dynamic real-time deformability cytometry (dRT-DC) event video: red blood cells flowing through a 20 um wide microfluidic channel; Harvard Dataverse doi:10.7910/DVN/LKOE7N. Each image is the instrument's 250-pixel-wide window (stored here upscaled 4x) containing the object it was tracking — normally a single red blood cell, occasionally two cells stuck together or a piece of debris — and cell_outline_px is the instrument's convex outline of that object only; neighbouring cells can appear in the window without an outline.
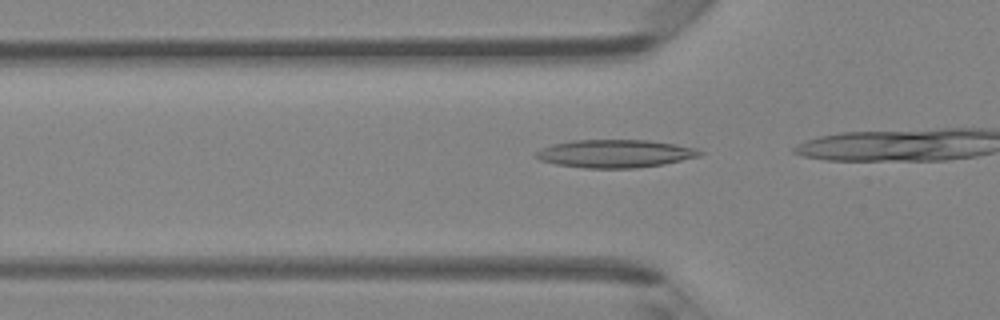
{"species": "Egyptian fruit bat (a non-hibernating species)", "species_latin": "Rousettus aegyptiacus", "temperature_condition": "room temperature", "stored_images_in_passage": 16, "camera_frame_rate_fps": 3000, "um_per_image_px": 0.085, "animal": {"sex": "female"}, "frame": {"image": 1, "passage_image": 12, "time_ms": 3.667, "image_size_px": [1000, 320], "cell_outline_px": [[704, 152], [700, 156], [664, 164], [636, 168], [584, 168], [556, 164], [540, 160], [536, 156], [536, 152], [552, 144], [572, 140], [648, 140], [676, 144], [696, 148]], "centroid_in_image_um": [52.32, 13.05], "position_along_channel_um": 73.5, "area_um2": 26.65}}